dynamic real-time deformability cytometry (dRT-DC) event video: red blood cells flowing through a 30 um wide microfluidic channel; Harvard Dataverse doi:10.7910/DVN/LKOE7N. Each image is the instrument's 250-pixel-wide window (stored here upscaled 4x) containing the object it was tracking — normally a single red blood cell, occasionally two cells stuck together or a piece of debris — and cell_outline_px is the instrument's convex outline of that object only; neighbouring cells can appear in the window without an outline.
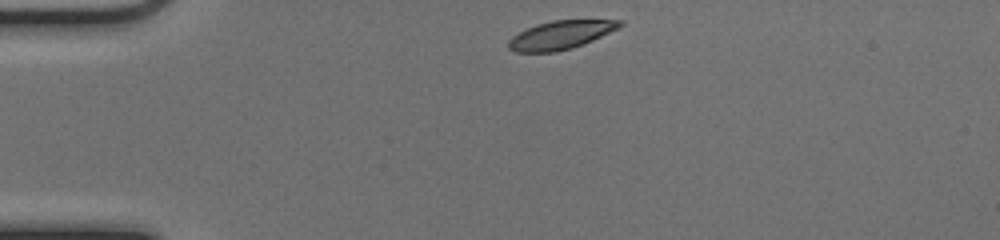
{"species": "common noctule bat (a hibernating species)", "species_latin": "Nyctalus noctula", "temperature_condition": "cold", "stored_images_in_passage": 41, "camera_frame_rate_fps": 3000, "um_per_image_px": 0.085, "animal": {"sex": "female", "body_mass_g": 17.0, "forearm_length_mm": 48.0}, "frame": {"image": 1, "passage_image": 1, "time_ms": 0.0, "image_size_px": [1000, 240], "cell_outline_px": [[624, 24], [620, 28], [592, 40], [572, 48], [556, 52], [516, 52], [508, 48], [508, 40], [512, 36], [536, 24], [552, 20], [624, 20]], "centroid_in_image_um": [47.67, 2.97], "position_along_channel_um": 37.3, "area_um2": 18.44}}
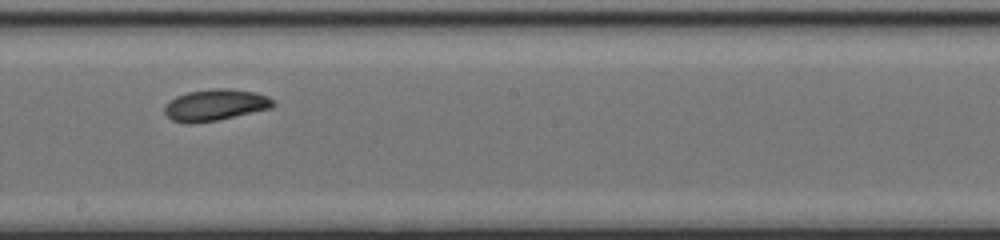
{"frame": {"image": 2, "passage_image": 19, "time_ms": 6.0, "image_size_px": [1000, 240], "cell_outline_px": [[276, 104], [272, 108], [216, 120], [192, 124], [188, 124], [172, 120], [164, 112], [164, 108], [168, 100], [176, 96], [188, 92], [216, 88], [228, 88], [256, 92], [268, 96]], "centroid_in_image_um": [18.29, 8.92], "position_along_channel_um": 229.9, "area_um2": 19.94}}
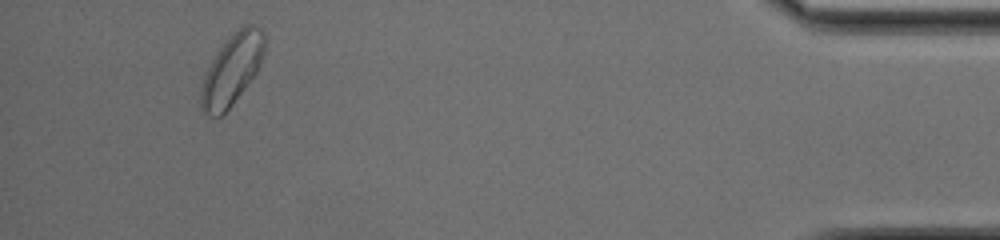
{"frame": {"image": 3, "passage_image": 38, "time_ms": 12.333, "image_size_px": [1000, 240], "cell_outline_px": [[264, 52], [260, 64], [256, 72], [232, 104], [220, 116], [208, 116], [200, 108], [200, 84], [216, 52], [232, 32], [244, 24], [252, 24], [260, 28], [264, 36]], "centroid_in_image_um": [19.68, 5.9], "position_along_channel_um": 415.5, "area_um2": 26.01}, "authors_computed_cell_mechanics": {"area_um2": 19.8832, "velocity_mm_per_s": 3.9626, "shape_relaxation_time_tau1_ms": 2.0551, "shape_relaxation_time_tau2_ms": 4.3599, "deformation_change_tau1": 0.1127, "deformation_change_tau2": 0.0957}}